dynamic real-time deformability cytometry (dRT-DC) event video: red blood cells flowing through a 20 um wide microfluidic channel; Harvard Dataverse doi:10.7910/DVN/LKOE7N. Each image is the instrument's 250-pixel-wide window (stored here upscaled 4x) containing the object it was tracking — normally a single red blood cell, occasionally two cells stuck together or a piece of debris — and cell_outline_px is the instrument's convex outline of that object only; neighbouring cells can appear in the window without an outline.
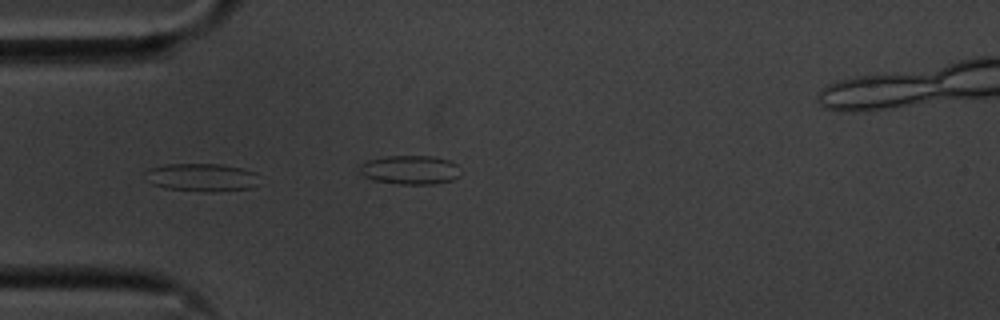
{"species": "common noctule bat (a hibernating species)", "species_latin": "Nyctalus noctula", "temperature_condition": "cold", "stored_images_in_passage": 30, "segment_of_instrument_passage": [1, 2], "camera_frame_rate_fps": 3000, "um_per_image_px": 0.085, "animal": {"sex": "male", "body_mass_g": 20.1, "forearm_length_mm": 53.5}, "frame": {"image": 1, "passage_image": 4, "time_ms": 1.0, "image_size_px": [1000, 320], "cell_outline_px": [[256, 172], [252, 188], [168, 188], [152, 184], [144, 180], [144, 172], [148, 168], [164, 164], [224, 164]], "centroid_in_image_um": [16.97, 14.99], "position_along_channel_um": 68.0, "area_um2": 17.28}}
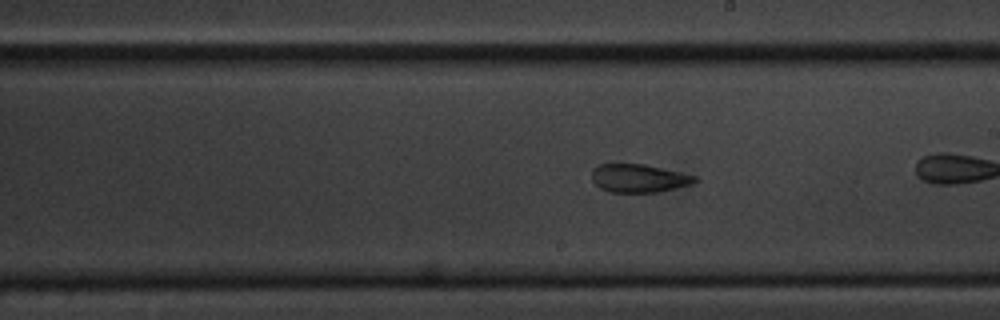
{"frame": {"image": 2, "passage_image": 18, "time_ms": 5.667, "image_size_px": [1000, 320], "cell_outline_px": [[696, 180], [692, 184], [660, 192], [608, 192], [600, 188], [592, 180], [592, 168], [596, 164], [644, 164], [680, 172], [696, 176]], "centroid_in_image_um": [54.26, 15.15], "position_along_channel_um": 234.7, "area_um2": 16.99}}
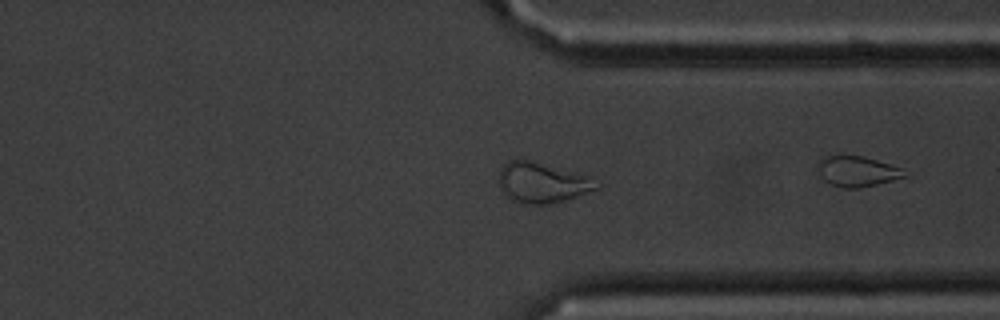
{"frame": {"image": 3, "passage_image": 29, "time_ms": 9.333, "image_size_px": [1000, 320], "cell_outline_px": [[604, 184], [600, 188], [552, 204], [528, 204], [512, 200], [500, 188], [500, 168], [508, 160], [528, 160], [588, 176]], "centroid_in_image_um": [46.12, 15.54], "position_along_channel_um": 365.3, "area_um2": 22.66}}